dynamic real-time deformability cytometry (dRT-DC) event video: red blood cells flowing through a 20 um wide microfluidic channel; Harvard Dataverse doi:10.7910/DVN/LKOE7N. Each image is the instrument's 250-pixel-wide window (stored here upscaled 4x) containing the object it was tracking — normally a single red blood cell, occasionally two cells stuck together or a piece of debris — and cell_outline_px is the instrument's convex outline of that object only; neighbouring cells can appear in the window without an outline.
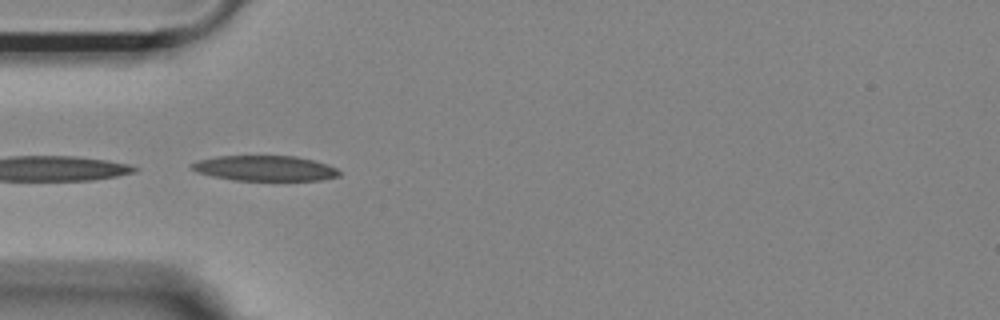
{"species": "Egyptian fruit bat (a non-hibernating species)", "species_latin": "Rousettus aegyptiacus", "temperature_condition": "room temperature", "stored_images_in_passage": 38, "camera_frame_rate_fps": 3000, "um_per_image_px": 0.085, "animal": {"sex": "female"}, "frame": {"image": 1, "passage_image": 1, "time_ms": 0.0, "image_size_px": [1000, 320], "cell_outline_px": [[340, 176], [320, 180], [232, 180], [212, 176], [196, 172], [188, 164], [200, 160], [216, 156], [296, 156], [328, 164], [336, 168], [340, 172]], "centroid_in_image_um": [22.51, 14.3], "position_along_channel_um": 62.5, "area_um2": 21.73}}
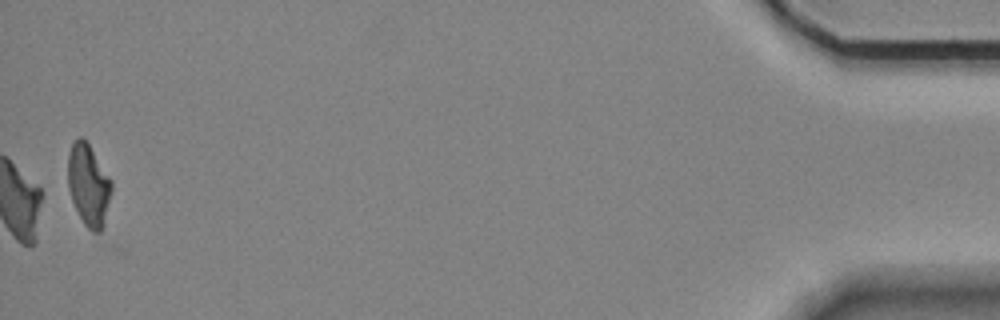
{"frame": {"image": 2, "passage_image": 38, "time_ms": 12.333, "image_size_px": [1000, 320], "cell_outline_px": [[112, 188], [104, 224], [100, 232], [92, 232], [84, 224], [72, 200], [68, 188], [68, 156], [72, 144], [80, 136], [84, 136], [112, 180]], "centroid_in_image_um": [7.53, 15.7], "position_along_channel_um": 427.7, "area_um2": 20.75}, "authors_computed_cell_mechanics": {"area_um2": 23.0622, "velocity_mm_per_s": 3.6751, "shape_relaxation_time_tau1_ms": 6.9894, "shape_relaxation_time_tau2_ms": 6.6542, "deformation_change_tau1": 0.193, "deformation_change_tau2": 0.1737}}